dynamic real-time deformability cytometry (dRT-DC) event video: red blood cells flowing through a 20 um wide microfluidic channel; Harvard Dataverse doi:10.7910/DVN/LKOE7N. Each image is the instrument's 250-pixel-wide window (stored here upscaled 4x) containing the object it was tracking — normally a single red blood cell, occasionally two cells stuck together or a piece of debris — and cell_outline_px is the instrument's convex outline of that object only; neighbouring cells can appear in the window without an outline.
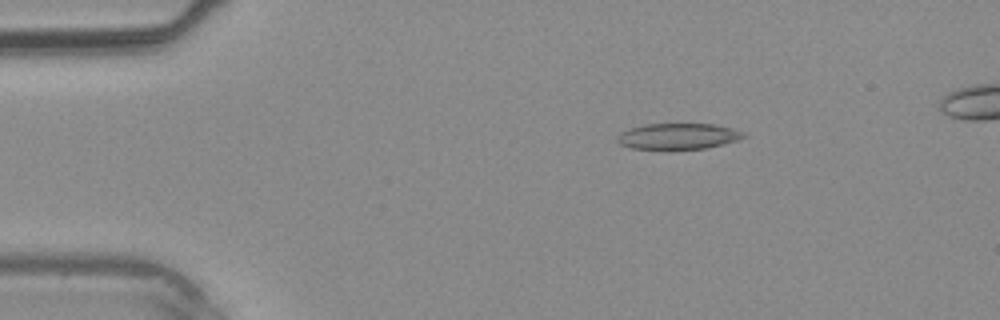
{"species": "common noctule bat (a hibernating species)", "species_latin": "Nyctalus noctula", "temperature_condition": "warm", "stored_images_in_passage": 31, "camera_frame_rate_fps": 3000, "um_per_image_px": 0.085, "animal": {"sex": "male", "body_mass_g": 20.4}, "frame": {"image": 1, "passage_image": 1, "time_ms": 0.0, "image_size_px": [1000, 320], "cell_outline_px": [[748, 136], [740, 140], [708, 148], [672, 152], [632, 148], [620, 144], [616, 140], [616, 136], [620, 132], [644, 124], [716, 124], [732, 128], [744, 132]], "centroid_in_image_um": [57.66, 11.63], "position_along_channel_um": 27.3, "area_um2": 20.11}}
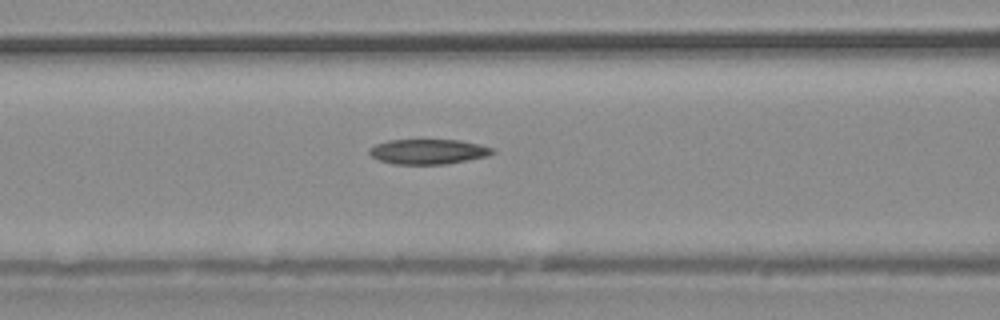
{"frame": {"image": 2, "passage_image": 10, "time_ms": 3.0, "image_size_px": [1000, 320], "cell_outline_px": [[496, 152], [488, 156], [448, 164], [392, 164], [380, 160], [372, 156], [368, 152], [368, 148], [376, 144], [388, 140], [460, 140], [480, 144], [492, 148]], "centroid_in_image_um": [36.41, 12.89], "position_along_channel_um": 130.2, "area_um2": 18.03}}